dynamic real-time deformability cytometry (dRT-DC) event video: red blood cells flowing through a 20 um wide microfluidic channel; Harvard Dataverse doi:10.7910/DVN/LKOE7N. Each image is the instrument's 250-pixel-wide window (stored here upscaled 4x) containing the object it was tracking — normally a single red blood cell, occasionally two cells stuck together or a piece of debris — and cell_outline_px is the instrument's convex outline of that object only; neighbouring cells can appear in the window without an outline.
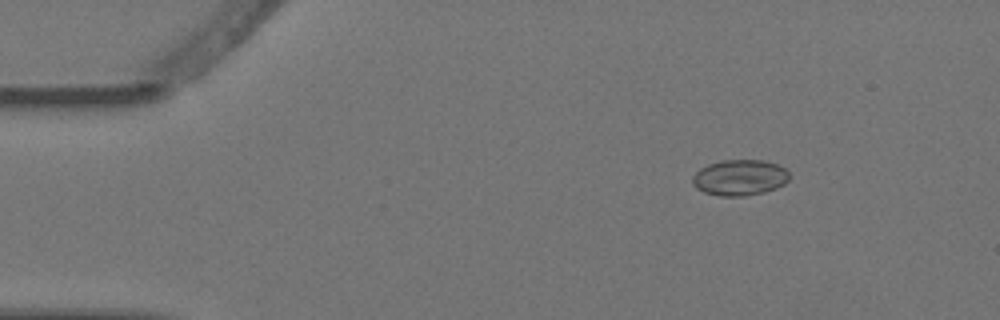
{"species": "Egyptian fruit bat (a non-hibernating species)", "species_latin": "Rousettus aegyptiacus", "temperature_condition": "warm", "stored_images_in_passage": 4, "segment_of_instrument_passage": [2, 2], "camera_frame_rate_fps": 3000, "um_per_image_px": 0.085, "animal": {"sex": "female"}, "frame": {"image": 1, "passage_image": 4, "time_ms": 1.0, "image_size_px": [1000, 320], "cell_outline_px": [[788, 180], [784, 184], [776, 188], [764, 192], [744, 196], [720, 196], [704, 192], [696, 188], [692, 184], [692, 176], [700, 168], [708, 164], [720, 160], [764, 160], [776, 164], [784, 168], [788, 172]], "centroid_in_image_um": [62.85, 15.09], "position_along_channel_um": 22.2, "area_um2": 20.29}}